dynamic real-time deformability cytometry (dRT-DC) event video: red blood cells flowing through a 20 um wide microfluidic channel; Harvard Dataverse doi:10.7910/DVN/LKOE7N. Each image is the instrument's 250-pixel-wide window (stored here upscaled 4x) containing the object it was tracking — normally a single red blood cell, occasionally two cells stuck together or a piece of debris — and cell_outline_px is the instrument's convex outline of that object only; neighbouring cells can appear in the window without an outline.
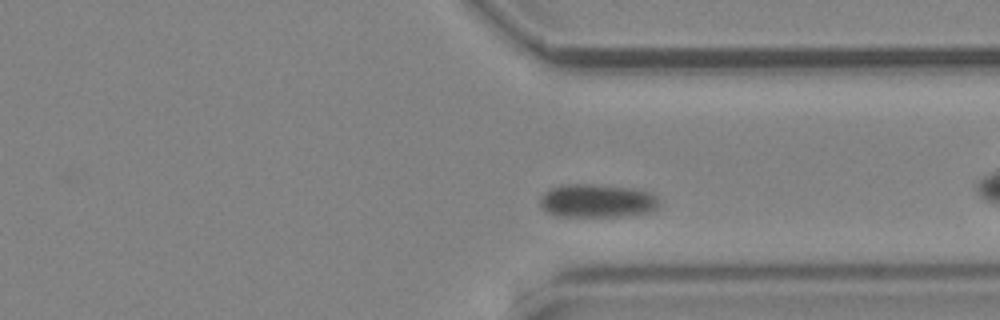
{"species": "common noctule bat (a hibernating species)", "species_latin": "Nyctalus noctula", "temperature_condition": "cold", "stored_images_in_passage": 47, "camera_frame_rate_fps": 3000, "um_per_image_px": 0.085, "animal": {"sex": "male", "body_mass_g": 19.2, "forearm_length_mm": 51.8}, "frame": {"image": 1, "passage_image": 34, "time_ms": 11.0, "image_size_px": [1000, 320], "cell_outline_px": [[660, 204], [656, 208], [648, 212], [624, 216], [556, 216], [548, 212], [540, 204], [540, 196], [548, 188], [564, 184], [592, 184], [636, 188], [652, 192], [660, 200]], "centroid_in_image_um": [50.77, 17.05], "position_along_channel_um": 360.6, "area_um2": 23.47}}